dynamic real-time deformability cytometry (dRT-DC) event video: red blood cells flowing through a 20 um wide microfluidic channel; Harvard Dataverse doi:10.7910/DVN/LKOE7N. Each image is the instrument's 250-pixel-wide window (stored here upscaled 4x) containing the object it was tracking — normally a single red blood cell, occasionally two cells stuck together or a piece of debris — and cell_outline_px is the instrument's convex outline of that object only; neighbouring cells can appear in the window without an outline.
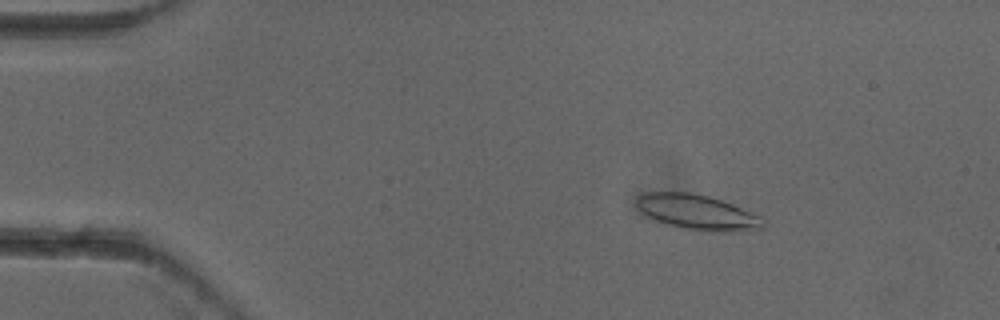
{"species": "common noctule bat (a hibernating species)", "species_latin": "Nyctalus noctula", "temperature_condition": "cold", "stored_images_in_passage": 5, "camera_frame_rate_fps": 3000, "um_per_image_px": 0.085, "animal": {"sex": "female"}, "frame": {"image": 1, "passage_image": 3, "time_ms": 0.667, "image_size_px": [1000, 320], "cell_outline_px": [[764, 228], [728, 232], [712, 232], [680, 228], [644, 216], [636, 208], [636, 196], [648, 192], [688, 192], [708, 196], [732, 204], [760, 216], [764, 220]], "centroid_in_image_um": [59.22, 18.04], "position_along_channel_um": 25.8, "area_um2": 26.01}}